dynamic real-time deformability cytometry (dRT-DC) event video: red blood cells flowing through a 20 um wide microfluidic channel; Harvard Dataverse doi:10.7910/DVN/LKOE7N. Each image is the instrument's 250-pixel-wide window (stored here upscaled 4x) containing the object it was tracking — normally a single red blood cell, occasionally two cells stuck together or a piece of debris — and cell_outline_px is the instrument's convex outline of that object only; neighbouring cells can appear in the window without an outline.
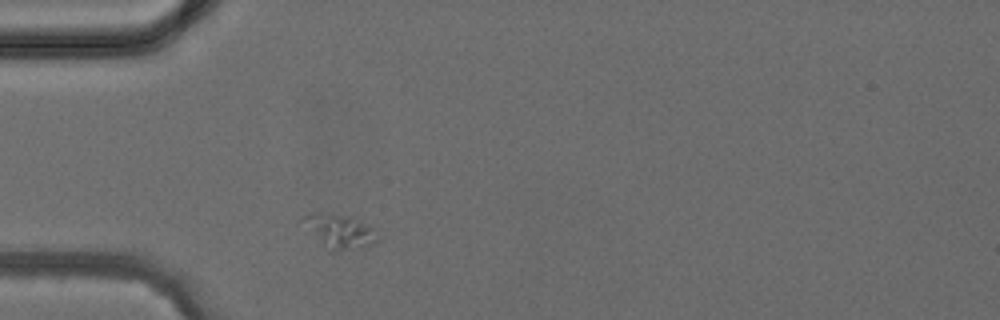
{"species": "common noctule bat (a hibernating species)", "species_latin": "Nyctalus noctula", "temperature_condition": "cold", "stored_images_in_passage": 1, "camera_frame_rate_fps": 3000, "um_per_image_px": 0.085, "animal": {"sex": "female", "body_mass_g": 24.6, "forearm_length_mm": 56.2}, "frame": {"image": 1, "passage_image": 1, "time_ms": 0.0, "image_size_px": [1000, 320], "cell_outline_px": [[380, 240], [368, 244], [336, 252], [332, 252], [320, 240], [300, 216], [312, 212], [328, 212], [352, 216], [372, 228], [380, 236]], "centroid_in_image_um": [28.9, 19.6], "position_along_channel_um": 56.1, "area_um2": 14.22}}